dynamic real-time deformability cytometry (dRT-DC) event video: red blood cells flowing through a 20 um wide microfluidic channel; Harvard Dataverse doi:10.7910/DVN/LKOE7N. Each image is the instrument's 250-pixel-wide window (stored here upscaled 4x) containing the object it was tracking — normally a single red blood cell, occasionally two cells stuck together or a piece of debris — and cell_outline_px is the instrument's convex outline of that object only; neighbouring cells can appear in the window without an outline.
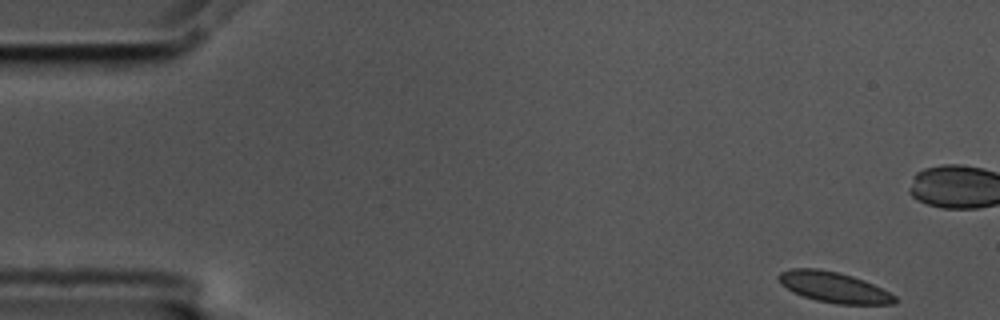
{"species": "common noctule bat (a hibernating species)", "species_latin": "Nyctalus noctula", "temperature_condition": "cold", "stored_images_in_passage": 55, "camera_frame_rate_fps": 3000, "um_per_image_px": 0.085, "animal": {"sex": "male", "body_mass_g": 17.5, "forearm_length_mm": 52.3}, "frame": {"image": 1, "passage_image": 1, "time_ms": 0.0, "image_size_px": [1000, 320], "cell_outline_px": [[900, 300], [896, 304], [836, 304], [816, 300], [792, 292], [780, 284], [776, 276], [780, 272], [792, 268], [816, 268], [836, 272], [852, 276], [864, 280], [896, 296]], "centroid_in_image_um": [70.86, 24.42], "position_along_channel_um": 14.1, "area_um2": 20.75}}
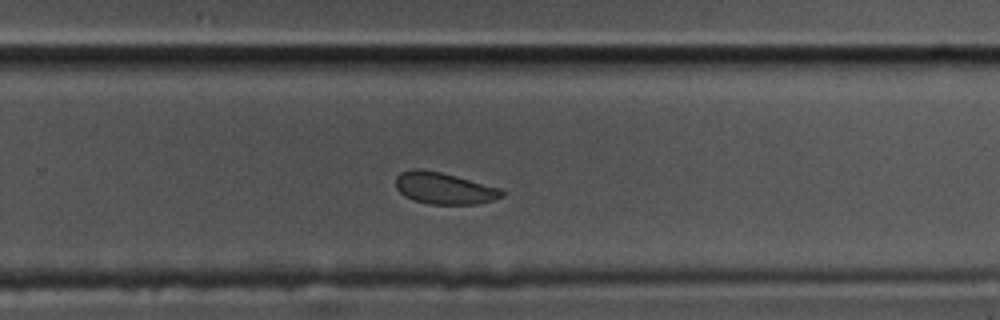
{"frame": {"image": 2, "passage_image": 34, "time_ms": 11.0, "image_size_px": [1000, 320], "cell_outline_px": [[504, 196], [492, 200], [476, 204], [428, 204], [412, 200], [404, 196], [396, 188], [396, 176], [400, 172], [412, 168], [420, 168], [440, 172], [456, 176], [500, 188], [504, 192]], "centroid_in_image_um": [37.71, 16.0], "position_along_channel_um": 292.1, "area_um2": 19.65}}
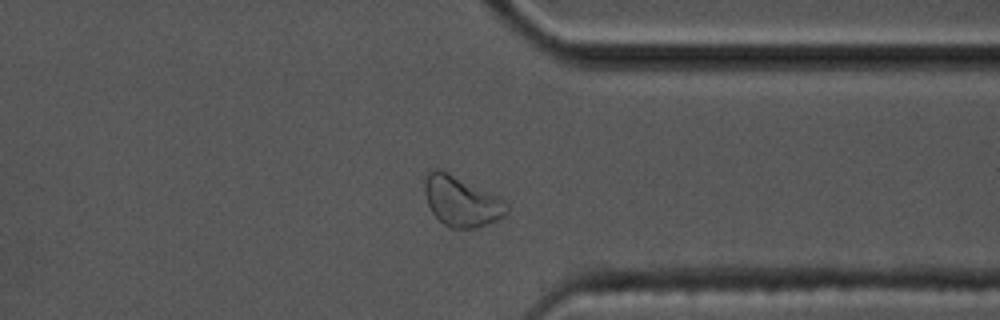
{"frame": {"image": 3, "passage_image": 41, "time_ms": 13.333, "image_size_px": [1000, 320], "cell_outline_px": [[508, 212], [504, 216], [496, 220], [476, 228], [452, 228], [444, 224], [432, 212], [428, 204], [424, 192], [424, 180], [428, 172], [432, 168], [440, 168], [504, 200], [508, 204]], "centroid_in_image_um": [39.19, 17.1], "position_along_channel_um": 372.2, "area_um2": 23.76}, "authors_computed_cell_mechanics": {"area_um2": 20.808, "velocity_mm_per_s": 3.5326, "shape_relaxation_time_tau1_ms": 3.0305, "shape_relaxation_time_tau2_ms": 1.5115, "deformation_change_tau1": 0.0676, "deformation_change_tau2": 0.0461}}